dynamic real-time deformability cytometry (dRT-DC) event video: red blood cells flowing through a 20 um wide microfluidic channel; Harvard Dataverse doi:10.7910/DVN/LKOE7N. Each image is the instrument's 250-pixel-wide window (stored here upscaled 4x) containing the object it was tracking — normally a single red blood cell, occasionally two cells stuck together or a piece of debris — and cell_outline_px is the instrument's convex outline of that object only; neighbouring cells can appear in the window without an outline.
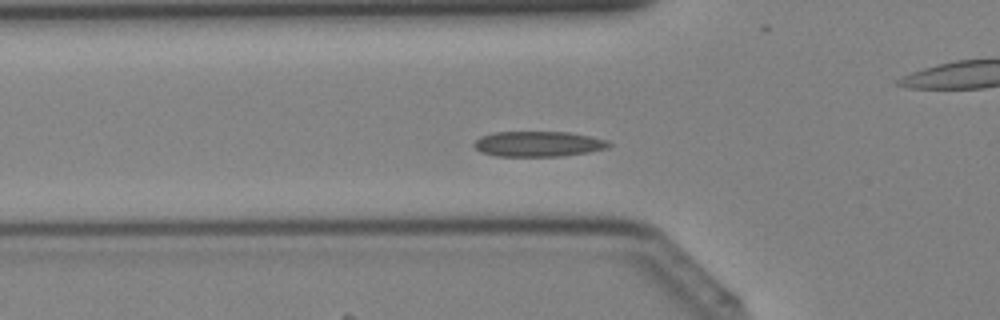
{"species": "Egyptian fruit bat (a non-hibernating species)", "species_latin": "Rousettus aegyptiacus", "temperature_condition": "cold", "stored_images_in_passage": 43, "camera_frame_rate_fps": 3000, "um_per_image_px": 0.085, "animal": {"sex": "female"}, "frame": {"image": 1, "passage_image": 15, "time_ms": 4.667, "image_size_px": [1000, 320], "cell_outline_px": [[612, 144], [608, 148], [588, 152], [560, 156], [496, 156], [480, 152], [472, 144], [480, 136], [496, 132], [568, 132], [592, 136], [608, 140]], "centroid_in_image_um": [45.77, 12.23], "position_along_channel_um": 80.0, "area_um2": 20.0}}
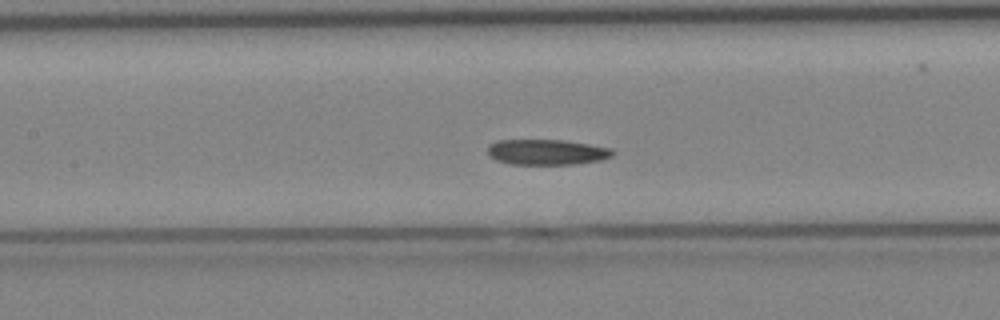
{"frame": {"image": 2, "passage_image": 20, "time_ms": 6.333, "image_size_px": [1000, 320], "cell_outline_px": [[616, 152], [612, 156], [600, 160], [576, 164], [512, 164], [496, 160], [488, 152], [488, 144], [496, 140], [564, 140], [612, 148]], "centroid_in_image_um": [46.5, 12.92], "position_along_channel_um": 160.9, "area_um2": 18.55}}
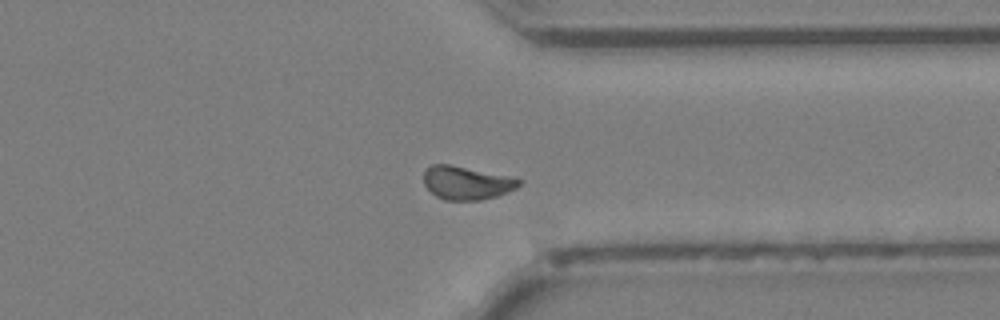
{"frame": {"image": 3, "passage_image": 33, "time_ms": 10.667, "image_size_px": [1000, 320], "cell_outline_px": [[524, 180], [516, 188], [508, 192], [496, 196], [480, 200], [444, 200], [436, 196], [424, 184], [424, 172], [432, 164], [452, 164]], "centroid_in_image_um": [39.65, 15.54], "position_along_channel_um": 371.7, "area_um2": 18.38}}